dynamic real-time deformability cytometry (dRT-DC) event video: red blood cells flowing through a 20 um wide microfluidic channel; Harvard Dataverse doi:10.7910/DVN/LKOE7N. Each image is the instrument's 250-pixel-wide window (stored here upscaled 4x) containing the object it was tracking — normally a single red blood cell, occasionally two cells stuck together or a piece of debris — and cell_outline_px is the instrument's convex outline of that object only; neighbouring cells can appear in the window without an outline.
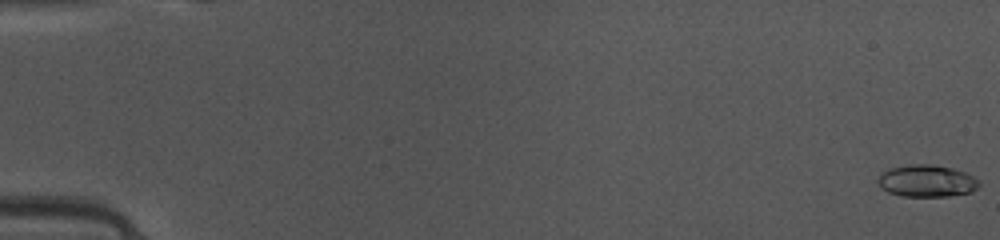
{"species": "common noctule bat (a hibernating species)", "species_latin": "Nyctalus noctula", "temperature_condition": "warm", "stored_images_in_passage": 16, "camera_frame_rate_fps": 3000, "um_per_image_px": 0.085, "animal": {"sex": "female", "body_mass_g": 10.0, "forearm_length_mm": 53.1}, "frame": {"image": 1, "passage_image": 1, "time_ms": 0.0, "image_size_px": [1000, 240], "cell_outline_px": [[980, 184], [972, 192], [948, 196], [900, 196], [888, 192], [880, 188], [876, 180], [880, 172], [888, 168], [908, 164], [932, 164], [952, 168], [964, 172], [980, 180]], "centroid_in_image_um": [78.72, 15.37], "position_along_channel_um": 6.3, "area_um2": 19.19}}